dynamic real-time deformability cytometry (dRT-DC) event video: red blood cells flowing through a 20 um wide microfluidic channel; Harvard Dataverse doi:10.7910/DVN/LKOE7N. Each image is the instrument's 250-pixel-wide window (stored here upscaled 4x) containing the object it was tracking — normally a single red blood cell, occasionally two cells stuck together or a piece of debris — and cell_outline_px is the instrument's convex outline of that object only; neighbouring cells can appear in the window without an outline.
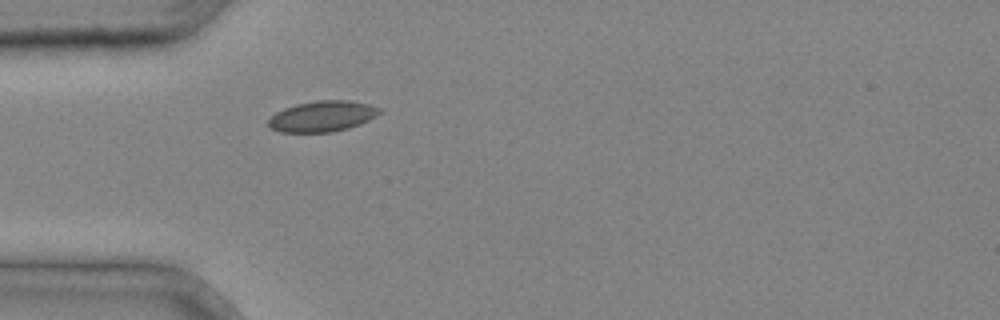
{"species": "common noctule bat (a hibernating species)", "species_latin": "Nyctalus noctula", "temperature_condition": "cold", "stored_images_in_passage": 1, "camera_frame_rate_fps": 3000, "um_per_image_px": 0.085, "animal": {"sex": "male", "body_mass_g": 20.4}, "frame": {"image": 1, "passage_image": 1, "time_ms": 0.0, "image_size_px": [1000, 320], "cell_outline_px": [[380, 112], [376, 116], [360, 124], [348, 128], [332, 132], [280, 132], [272, 128], [268, 124], [268, 120], [276, 112], [284, 108], [296, 104], [316, 100], [348, 100], [368, 104], [380, 108]], "centroid_in_image_um": [27.39, 9.88], "position_along_channel_um": 57.6, "area_um2": 19.83}}